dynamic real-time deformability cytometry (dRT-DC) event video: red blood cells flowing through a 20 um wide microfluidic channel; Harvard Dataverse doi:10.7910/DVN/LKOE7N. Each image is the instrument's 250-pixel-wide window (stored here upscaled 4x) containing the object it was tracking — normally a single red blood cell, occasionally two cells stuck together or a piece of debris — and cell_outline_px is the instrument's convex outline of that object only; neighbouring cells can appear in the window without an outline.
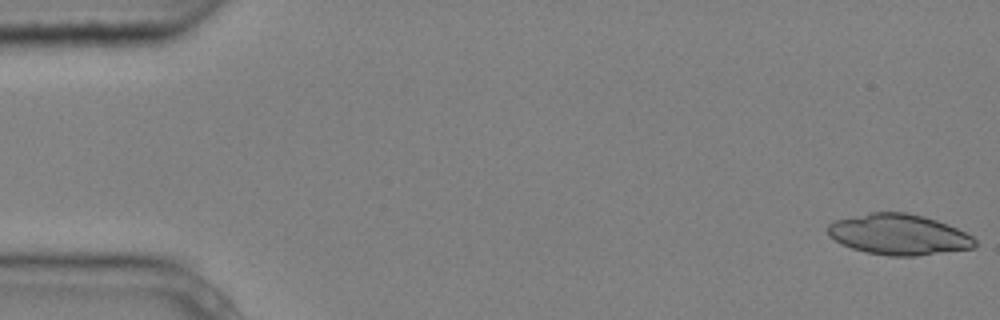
{"species": "common noctule bat (a hibernating species)", "species_latin": "Nyctalus noctula", "temperature_condition": "cold", "stored_images_in_passage": 5, "camera_frame_rate_fps": 3000, "um_per_image_px": 0.085, "animal": {"sex": "male", "body_mass_g": 20.4}, "frame": {"image": 1, "passage_image": 1, "time_ms": 0.0, "image_size_px": [1000, 320], "cell_outline_px": [[976, 244], [972, 248], [916, 256], [888, 256], [868, 252], [852, 248], [828, 236], [828, 224], [836, 220], [872, 212], [904, 212], [924, 216], [948, 224], [972, 236], [976, 240]], "centroid_in_image_um": [76.4, 19.93], "position_along_channel_um": 8.6, "area_um2": 34.56}}